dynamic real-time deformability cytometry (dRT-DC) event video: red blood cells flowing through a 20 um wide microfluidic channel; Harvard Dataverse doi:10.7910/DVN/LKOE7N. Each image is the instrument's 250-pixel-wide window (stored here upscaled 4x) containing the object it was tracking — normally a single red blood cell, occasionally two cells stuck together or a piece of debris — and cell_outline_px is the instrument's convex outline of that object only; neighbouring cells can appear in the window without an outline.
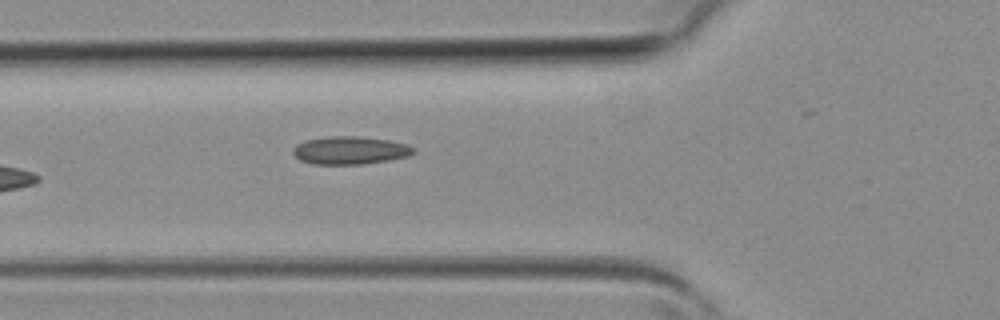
{"species": "common noctule bat (a hibernating species)", "species_latin": "Nyctalus noctula", "temperature_condition": "room temperature", "stored_images_in_passage": 3, "camera_frame_rate_fps": 3000, "um_per_image_px": 0.085, "animal": {"sex": "female", "body_mass_g": 19.3, "forearm_length_mm": 54.1}, "frame": {"image": 1, "passage_image": 3, "time_ms": 0.667, "image_size_px": [1000, 320], "cell_outline_px": [[416, 152], [408, 156], [388, 160], [364, 164], [312, 164], [300, 160], [292, 152], [292, 148], [296, 144], [304, 140], [328, 136], [356, 136], [388, 140], [408, 144], [416, 148]], "centroid_in_image_um": [29.75, 12.77], "position_along_channel_um": 96.0, "area_um2": 19.77}}